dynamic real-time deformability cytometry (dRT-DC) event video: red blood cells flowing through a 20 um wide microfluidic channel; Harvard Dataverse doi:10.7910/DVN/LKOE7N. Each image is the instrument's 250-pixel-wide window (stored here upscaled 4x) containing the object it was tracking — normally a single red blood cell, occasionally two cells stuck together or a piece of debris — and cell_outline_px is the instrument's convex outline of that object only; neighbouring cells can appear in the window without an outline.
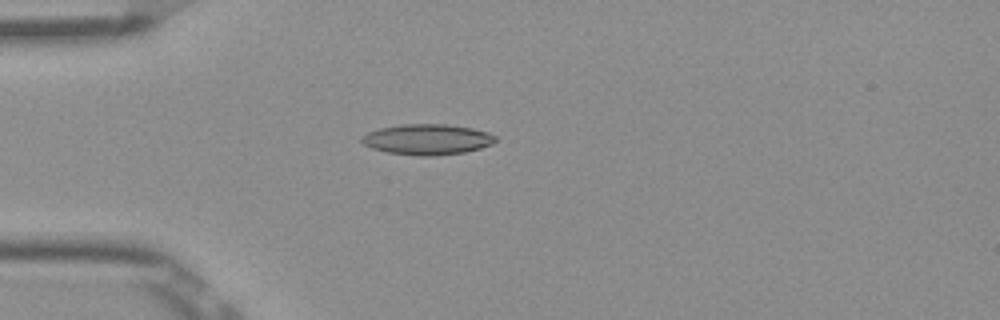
{"species": "Egyptian fruit bat (a non-hibernating species)", "species_latin": "Rousettus aegyptiacus", "temperature_condition": "room temperature", "stored_images_in_passage": 53, "camera_frame_rate_fps": 3000, "um_per_image_px": 0.085, "frame": {"image": 1, "passage_image": 15, "time_ms": 4.667, "image_size_px": [1000, 320], "cell_outline_px": [[496, 140], [492, 144], [480, 148], [464, 152], [432, 156], [420, 156], [388, 152], [372, 148], [364, 144], [360, 140], [360, 136], [368, 132], [380, 128], [400, 124], [448, 124], [472, 128], [488, 132], [496, 136]], "centroid_in_image_um": [36.31, 11.84], "position_along_channel_um": 48.7, "area_um2": 23.87}}
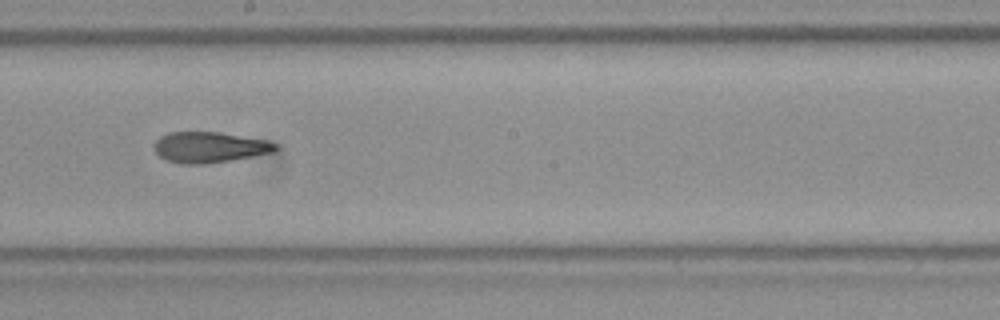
{"frame": {"image": 2, "passage_image": 30, "time_ms": 9.667, "image_size_px": [1000, 320], "cell_outline_px": [[280, 148], [272, 152], [232, 160], [204, 164], [180, 164], [164, 160], [152, 148], [152, 144], [160, 136], [168, 132], [220, 132], [268, 140], [276, 144]], "centroid_in_image_um": [17.77, 12.51], "position_along_channel_um": 230.4, "area_um2": 22.02}}
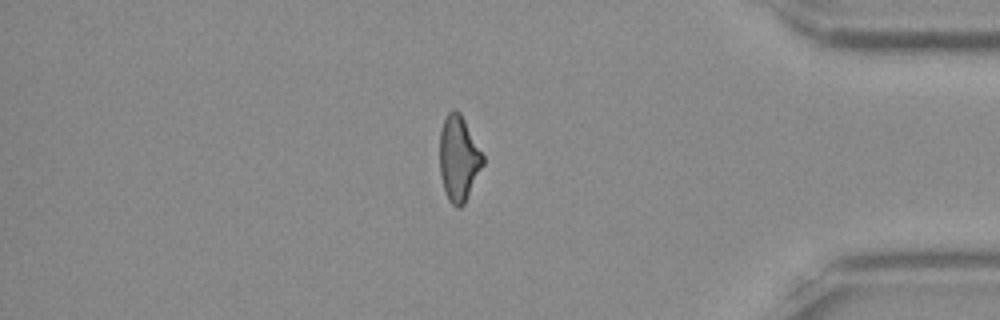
{"frame": {"image": 3, "passage_image": 45, "time_ms": 14.667, "image_size_px": [1000, 320], "cell_outline_px": [[484, 164], [464, 204], [460, 208], [456, 208], [448, 200], [444, 192], [440, 176], [440, 132], [444, 120], [448, 112], [460, 112], [484, 156]], "centroid_in_image_um": [38.98, 13.53], "position_along_channel_um": 396.2, "area_um2": 21.39}, "authors_computed_cell_mechanics": {"area_um2": 22.1952, "velocity_mm_per_s": 3.9138, "shape_relaxation_time_tau1_ms": null, "shape_relaxation_time_tau2_ms": 4.6324, "deformation_change_tau1": null, "deformation_change_tau2": 0.1402}}